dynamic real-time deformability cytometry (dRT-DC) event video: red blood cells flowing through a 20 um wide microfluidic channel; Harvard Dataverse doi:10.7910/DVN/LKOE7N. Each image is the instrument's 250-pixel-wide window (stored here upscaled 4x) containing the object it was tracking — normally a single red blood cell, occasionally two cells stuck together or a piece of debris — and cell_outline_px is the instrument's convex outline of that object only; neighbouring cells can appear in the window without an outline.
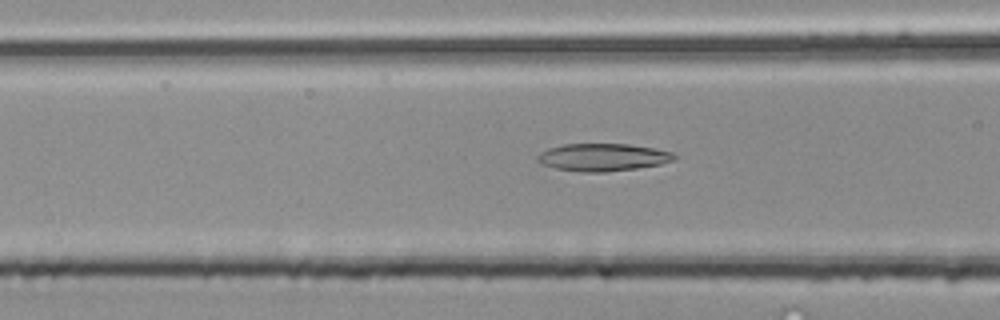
{"species": "common noctule bat (a hibernating species)", "species_latin": "Nyctalus noctula", "temperature_condition": "room temperature", "stored_images_in_passage": 34, "camera_frame_rate_fps": 3000, "um_per_image_px": 0.085, "animal": {"sex": "male", "body_mass_g": 20.4}, "frame": {"image": 1, "passage_image": 11, "time_ms": 3.333, "image_size_px": [1000, 320], "cell_outline_px": [[676, 156], [672, 160], [660, 164], [636, 168], [604, 172], [584, 172], [556, 168], [540, 164], [536, 160], [536, 156], [540, 152], [548, 148], [564, 144], [628, 144], [676, 152]], "centroid_in_image_um": [51.21, 13.36], "position_along_channel_um": 115.4, "area_um2": 21.91}}
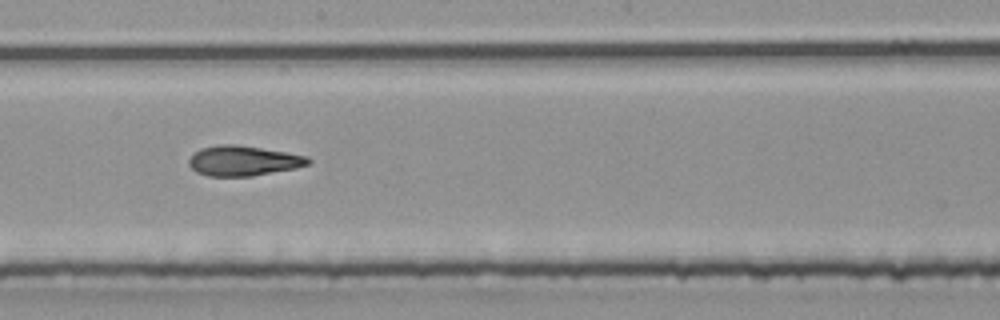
{"frame": {"image": 2, "passage_image": 19, "time_ms": 6.0, "image_size_px": [1000, 320], "cell_outline_px": [[312, 160], [308, 164], [296, 168], [252, 176], [208, 176], [196, 172], [188, 164], [188, 160], [200, 148], [216, 144], [236, 144], [288, 152], [308, 156]], "centroid_in_image_um": [20.69, 13.66], "position_along_channel_um": 227.5, "area_um2": 21.04}}
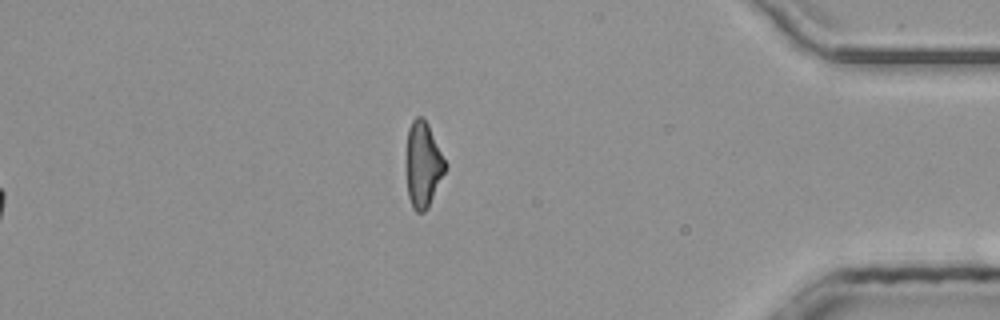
{"frame": {"image": 3, "passage_image": 34, "time_ms": 11.0, "image_size_px": [1000, 320], "cell_outline_px": [[448, 168], [428, 208], [424, 212], [416, 212], [412, 208], [408, 196], [408, 128], [412, 120], [416, 116], [420, 116], [428, 124], [448, 164]], "centroid_in_image_um": [36.02, 14.02], "position_along_channel_um": 399.2, "area_um2": 19.31}, "authors_computed_cell_mechanics": {"area_um2": 21.0103, "velocity_mm_per_s": 4.1952, "shape_relaxation_time_tau1_ms": 5.6552, "shape_relaxation_time_tau2_ms": 2.2988, "deformation_change_tau1": 0.1922, "deformation_change_tau2": 0.1098}}